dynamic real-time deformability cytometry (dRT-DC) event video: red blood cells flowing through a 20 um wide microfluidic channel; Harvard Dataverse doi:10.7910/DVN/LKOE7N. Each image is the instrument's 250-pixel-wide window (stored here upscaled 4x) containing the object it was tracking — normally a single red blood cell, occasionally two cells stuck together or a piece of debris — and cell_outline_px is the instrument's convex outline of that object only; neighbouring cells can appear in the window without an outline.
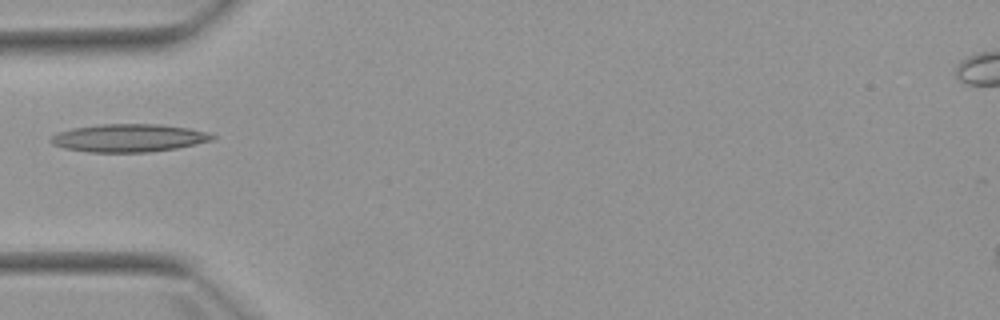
{"species": "Egyptian fruit bat (a non-hibernating species)", "species_latin": "Rousettus aegyptiacus", "temperature_condition": "warm", "stored_images_in_passage": 1, "camera_frame_rate_fps": 3000, "um_per_image_px": 0.085, "animal": {"sex": "female"}, "frame": {"image": 1, "passage_image": 1, "time_ms": 0.0, "image_size_px": [1000, 320], "cell_outline_px": [[216, 136], [212, 140], [196, 144], [176, 148], [148, 152], [88, 152], [64, 148], [52, 144], [48, 140], [56, 132], [72, 128], [100, 124], [160, 124], [188, 128], [208, 132]], "centroid_in_image_um": [10.91, 11.72], "position_along_channel_um": 74.1, "area_um2": 26.36}}